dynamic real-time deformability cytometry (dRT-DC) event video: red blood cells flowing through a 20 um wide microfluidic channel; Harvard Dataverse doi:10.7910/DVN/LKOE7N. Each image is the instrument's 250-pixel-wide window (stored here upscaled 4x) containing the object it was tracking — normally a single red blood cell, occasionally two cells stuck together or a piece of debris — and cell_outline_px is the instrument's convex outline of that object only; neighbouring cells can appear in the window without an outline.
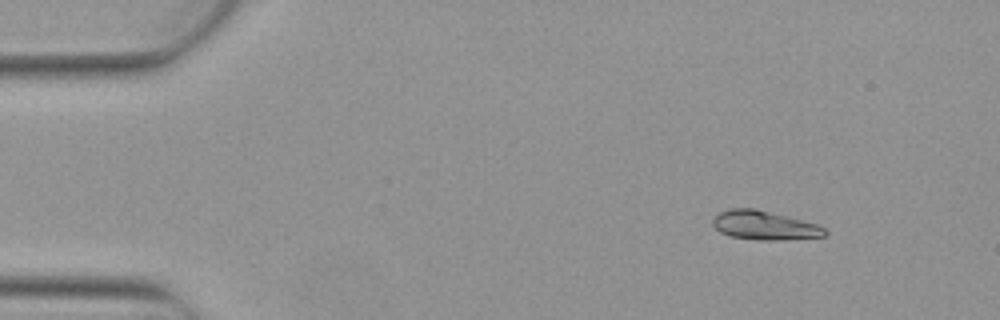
{"species": "Egyptian fruit bat (a non-hibernating species)", "species_latin": "Rousettus aegyptiacus", "temperature_condition": "warm", "stored_images_in_passage": 3, "camera_frame_rate_fps": 3000, "um_per_image_px": 0.085, "animal": {"sex": "female"}, "frame": {"image": 1, "passage_image": 2, "time_ms": 0.333, "image_size_px": [1000, 320], "cell_outline_px": [[828, 232], [824, 236], [780, 240], [756, 240], [732, 236], [720, 232], [712, 224], [712, 220], [720, 212], [732, 208], [756, 208], [816, 224], [824, 228]], "centroid_in_image_um": [64.96, 19.15], "position_along_channel_um": 20.0, "area_um2": 18.67}}